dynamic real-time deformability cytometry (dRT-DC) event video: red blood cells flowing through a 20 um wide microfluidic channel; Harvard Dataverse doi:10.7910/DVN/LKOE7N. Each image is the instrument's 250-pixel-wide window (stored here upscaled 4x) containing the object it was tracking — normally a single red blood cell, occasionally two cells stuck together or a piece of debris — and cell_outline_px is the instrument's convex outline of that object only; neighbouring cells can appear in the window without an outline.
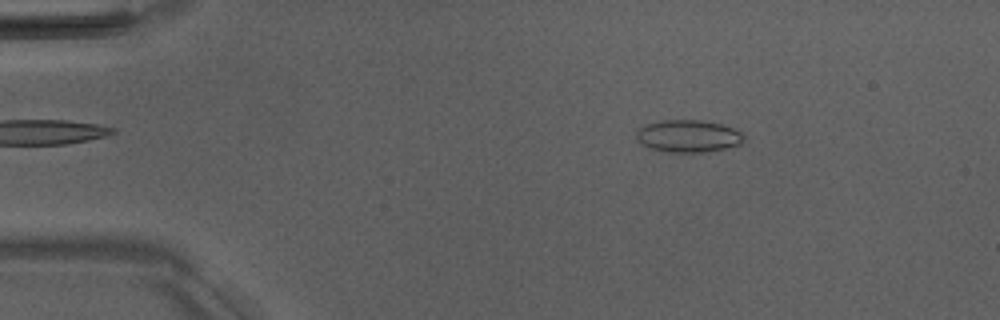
{"species": "Egyptian fruit bat (a non-hibernating species)", "species_latin": "Rousettus aegyptiacus", "temperature_condition": "room temperature", "stored_images_in_passage": 51, "camera_frame_rate_fps": 3000, "um_per_image_px": 0.085, "animal": {"sex": "male"}, "frame": {"image": 1, "passage_image": 8, "time_ms": 2.333, "image_size_px": [1000, 320], "cell_outline_px": [[744, 140], [740, 144], [708, 152], [664, 152], [648, 148], [640, 144], [636, 140], [636, 128], [644, 124], [660, 120], [704, 120], [720, 124], [732, 128], [740, 132], [744, 136]], "centroid_in_image_um": [58.41, 11.57], "position_along_channel_um": 26.6, "area_um2": 20.58}}
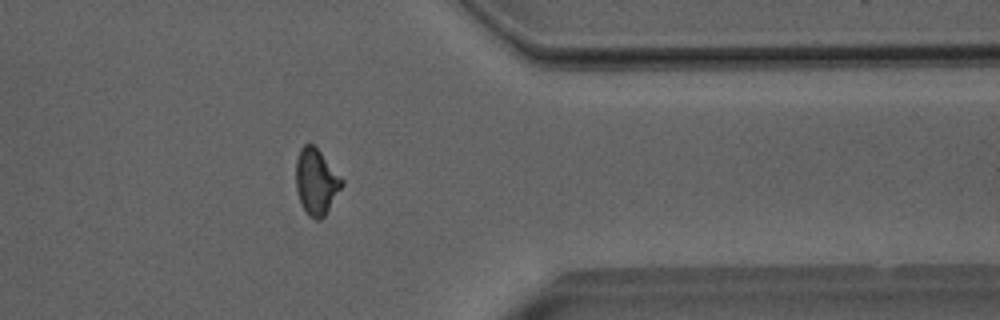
{"frame": {"image": 2, "passage_image": 41, "time_ms": 13.333, "image_size_px": [1000, 320], "cell_outline_px": [[344, 184], [324, 216], [320, 220], [316, 220], [308, 216], [300, 200], [296, 188], [296, 160], [300, 148], [304, 144], [312, 144], [320, 152], [344, 180]], "centroid_in_image_um": [26.88, 15.45], "position_along_channel_um": 384.5, "area_um2": 17.46}}
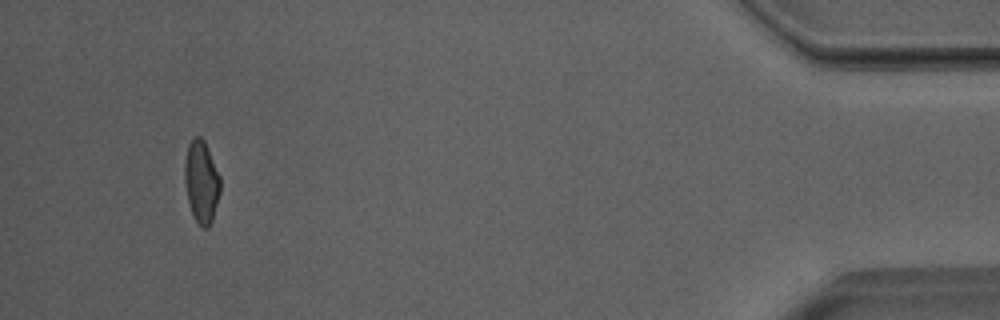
{"frame": {"image": 3, "passage_image": 48, "time_ms": 15.667, "image_size_px": [1000, 320], "cell_outline_px": [[220, 192], [212, 220], [208, 228], [204, 228], [196, 220], [192, 212], [188, 200], [184, 180], [184, 160], [188, 144], [196, 136], [200, 136], [204, 140], [220, 176]], "centroid_in_image_um": [17.11, 15.42], "position_along_channel_um": 418.1, "area_um2": 16.94}, "authors_computed_cell_mechanics": {"area_um2": 17.6868, "velocity_mm_per_s": 4.0098, "shape_relaxation_time_tau1_ms": null, "shape_relaxation_time_tau2_ms": 1.3869, "deformation_change_tau1": null, "deformation_change_tau2": 0.083}}